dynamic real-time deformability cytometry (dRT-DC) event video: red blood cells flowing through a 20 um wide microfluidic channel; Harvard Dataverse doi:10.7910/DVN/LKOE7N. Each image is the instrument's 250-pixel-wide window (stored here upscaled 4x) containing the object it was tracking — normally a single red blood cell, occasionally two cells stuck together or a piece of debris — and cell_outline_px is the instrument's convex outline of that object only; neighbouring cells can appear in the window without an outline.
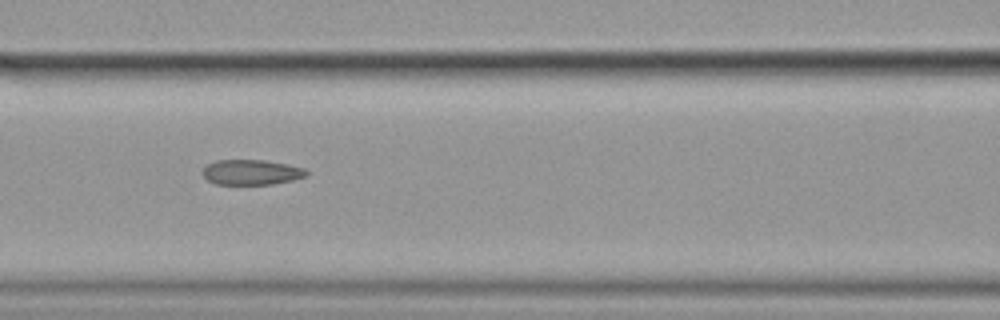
{"species": "common noctule bat (a hibernating species)", "species_latin": "Nyctalus noctula", "temperature_condition": "cold", "stored_images_in_passage": 15, "camera_frame_rate_fps": 3000, "um_per_image_px": 0.085, "animal": {"sex": "female", "body_mass_g": 19.9}, "frame": {"image": 1, "passage_image": 7, "time_ms": 2.0, "image_size_px": [1000, 320], "cell_outline_px": [[308, 176], [292, 180], [272, 184], [216, 184], [208, 180], [204, 176], [204, 168], [208, 164], [216, 160], [264, 160], [304, 168], [308, 172]], "centroid_in_image_um": [21.39, 14.64], "position_along_channel_um": 145.2, "area_um2": 15.03}}
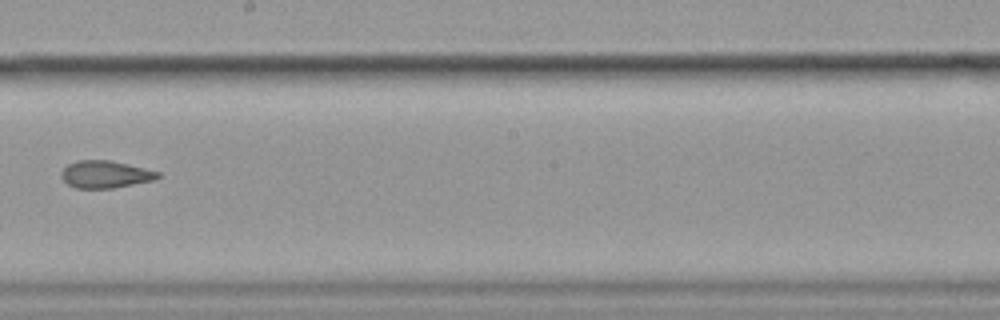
{"frame": {"image": 2, "passage_image": 9, "time_ms": 2.667, "image_size_px": [1000, 320], "cell_outline_px": [[160, 176], [156, 180], [112, 188], [76, 188], [68, 184], [60, 176], [60, 172], [68, 164], [76, 160], [112, 160], [160, 172]], "centroid_in_image_um": [8.95, 14.81], "position_along_channel_um": 239.2, "area_um2": 15.43}}
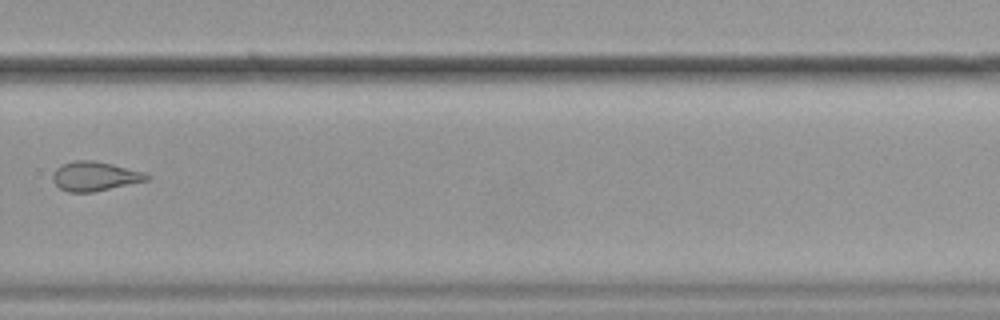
{"frame": {"image": 3, "passage_image": 11, "time_ms": 3.333, "image_size_px": [1000, 320], "cell_outline_px": [[152, 176], [148, 180], [92, 192], [68, 192], [60, 188], [52, 180], [52, 176], [56, 168], [60, 164], [72, 160], [92, 160], [112, 164], [144, 172]], "centroid_in_image_um": [8.03, 14.97], "position_along_channel_um": 321.8, "area_um2": 16.07}}